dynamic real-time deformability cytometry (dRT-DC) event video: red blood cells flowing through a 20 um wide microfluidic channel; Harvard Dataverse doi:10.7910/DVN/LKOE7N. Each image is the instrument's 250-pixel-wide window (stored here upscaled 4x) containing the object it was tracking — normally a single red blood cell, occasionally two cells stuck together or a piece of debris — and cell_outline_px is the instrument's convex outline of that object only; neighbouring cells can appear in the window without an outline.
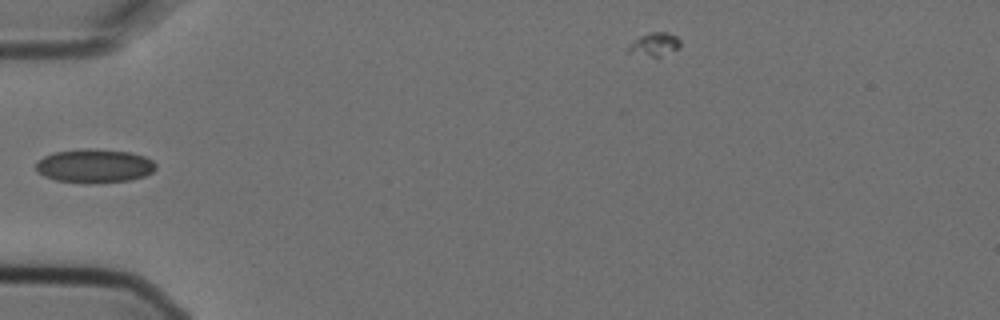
{"species": "Egyptian fruit bat (a non-hibernating species)", "species_latin": "Rousettus aegyptiacus", "temperature_condition": "cold", "stored_images_in_passage": 3, "camera_frame_rate_fps": 3000, "um_per_image_px": 0.085, "animal": {"sex": "female"}, "frame": {"image": 1, "passage_image": 2, "time_ms": 0.333, "image_size_px": [1000, 320], "cell_outline_px": [[156, 168], [152, 172], [144, 176], [128, 180], [56, 180], [44, 176], [36, 168], [36, 164], [44, 156], [56, 152], [80, 148], [96, 148], [132, 152], [144, 156], [152, 160], [156, 164]], "centroid_in_image_um": [8.07, 14.03], "position_along_channel_um": 76.9, "area_um2": 22.66}}